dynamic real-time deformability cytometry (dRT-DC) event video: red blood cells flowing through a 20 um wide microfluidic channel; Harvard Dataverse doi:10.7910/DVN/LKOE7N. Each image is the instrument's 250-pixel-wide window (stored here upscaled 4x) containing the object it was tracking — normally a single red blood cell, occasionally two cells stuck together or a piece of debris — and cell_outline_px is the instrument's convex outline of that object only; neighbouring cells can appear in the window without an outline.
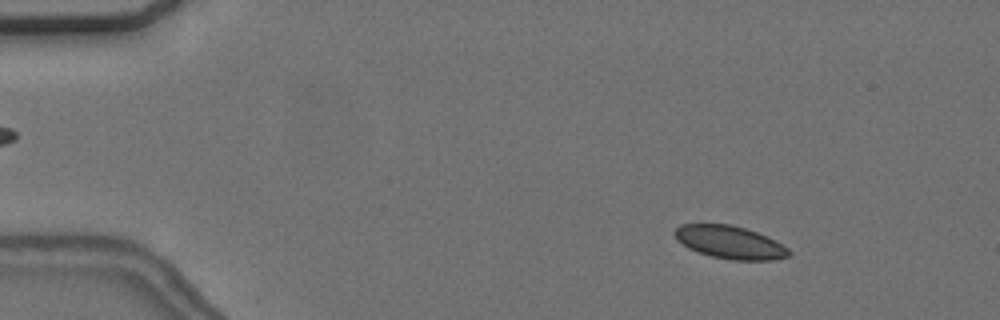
{"species": "common noctule bat (a hibernating species)", "species_latin": "Nyctalus noctula", "temperature_condition": "cold", "stored_images_in_passage": 56, "camera_frame_rate_fps": 3000, "um_per_image_px": 0.085, "animal": {"sex": "female", "body_mass_g": 24.6, "forearm_length_mm": 56.2}, "frame": {"image": 1, "passage_image": 8, "time_ms": 2.333, "image_size_px": [1000, 320], "cell_outline_px": [[792, 256], [772, 260], [732, 260], [712, 256], [688, 248], [676, 240], [672, 232], [680, 224], [732, 224], [768, 236], [776, 240], [788, 248], [792, 252]], "centroid_in_image_um": [62.06, 20.59], "position_along_channel_um": 22.9, "area_um2": 22.08}}
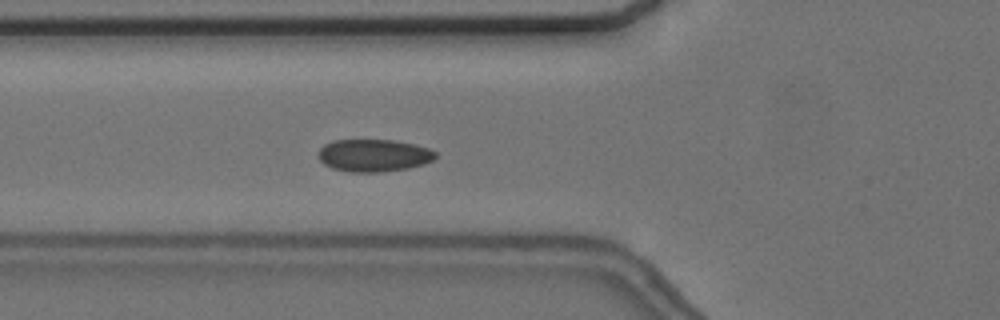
{"frame": {"image": 2, "passage_image": 21, "time_ms": 6.667, "image_size_px": [1000, 320], "cell_outline_px": [[436, 156], [432, 160], [424, 164], [408, 168], [380, 172], [348, 172], [332, 168], [324, 164], [320, 160], [320, 148], [324, 144], [332, 140], [392, 140], [416, 144], [428, 148], [436, 152]], "centroid_in_image_um": [31.77, 13.21], "position_along_channel_um": 94.0, "area_um2": 22.14}}
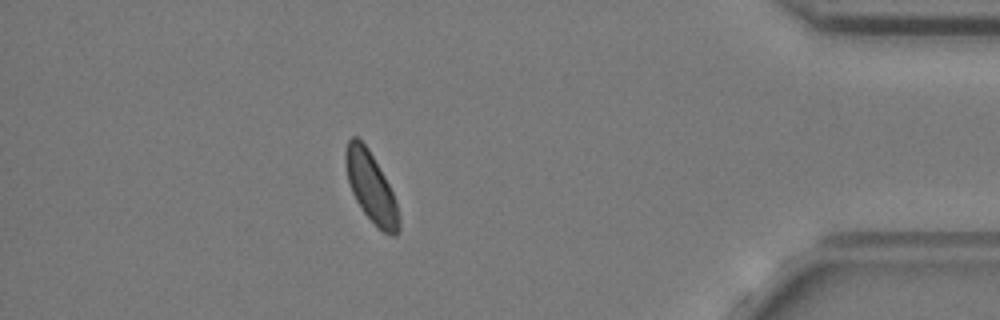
{"frame": {"image": 3, "passage_image": 50, "time_ms": 16.333, "image_size_px": [1000, 320], "cell_outline_px": [[400, 232], [396, 236], [392, 236], [384, 232], [364, 212], [356, 200], [352, 192], [348, 180], [344, 160], [344, 152], [348, 140], [352, 136], [356, 136], [368, 148], [384, 176], [392, 192], [396, 204], [400, 220]], "centroid_in_image_um": [31.53, 15.9], "position_along_channel_um": 403.7, "area_um2": 21.39}, "authors_computed_cell_mechanics": {"area_um2": 22.3686, "velocity_mm_per_s": 3.6457, "shape_relaxation_time_tau1_ms": 2.0831, "shape_relaxation_time_tau2_ms": null, "deformation_change_tau1": 0.0426, "deformation_change_tau2": null}}